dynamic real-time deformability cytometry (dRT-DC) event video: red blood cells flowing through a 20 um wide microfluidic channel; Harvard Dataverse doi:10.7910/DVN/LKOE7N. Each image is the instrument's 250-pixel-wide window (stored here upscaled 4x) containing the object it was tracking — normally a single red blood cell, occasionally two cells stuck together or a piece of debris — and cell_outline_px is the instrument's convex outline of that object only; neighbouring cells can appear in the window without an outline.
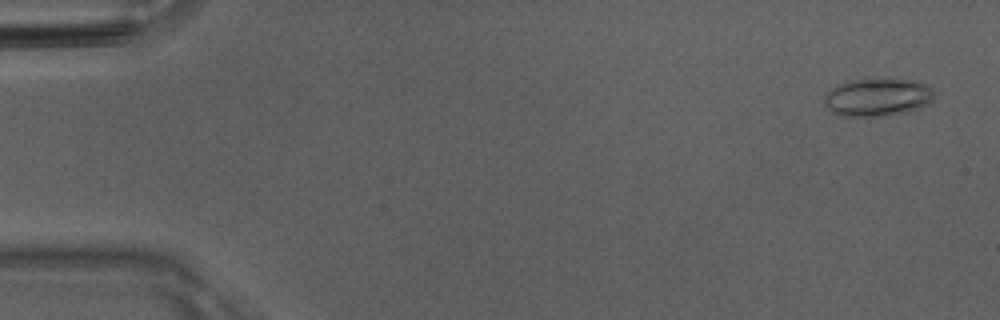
{"species": "Egyptian fruit bat (a non-hibernating species)", "species_latin": "Rousettus aegyptiacus", "temperature_condition": "room temperature", "stored_images_in_passage": 53, "segment_of_instrument_passage": [1, 2], "camera_frame_rate_fps": 3000, "um_per_image_px": 0.085, "animal": {"sex": "male"}, "frame": {"image": 1, "passage_image": 3, "time_ms": 0.667, "image_size_px": [1000, 320], "cell_outline_px": [[936, 92], [932, 100], [928, 104], [912, 112], [884, 116], [844, 116], [832, 112], [824, 104], [824, 96], [832, 88], [840, 84], [864, 76], [916, 80], [932, 88]], "centroid_in_image_um": [74.64, 8.23], "position_along_channel_um": 10.4, "area_um2": 25.14}}
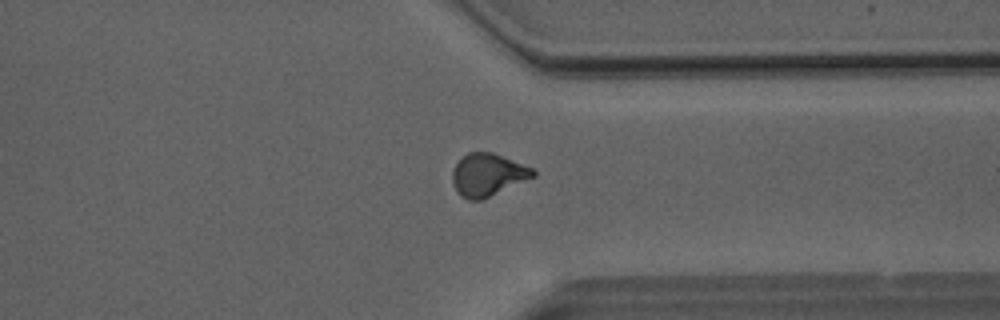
{"frame": {"image": 2, "passage_image": 40, "time_ms": 13.0, "image_size_px": [1000, 320], "cell_outline_px": [[536, 176], [484, 200], [468, 200], [460, 196], [456, 192], [452, 180], [452, 172], [456, 164], [468, 152], [492, 152], [532, 168], [536, 172]], "centroid_in_image_um": [41.45, 14.89], "position_along_channel_um": 369.9, "area_um2": 20.11}}
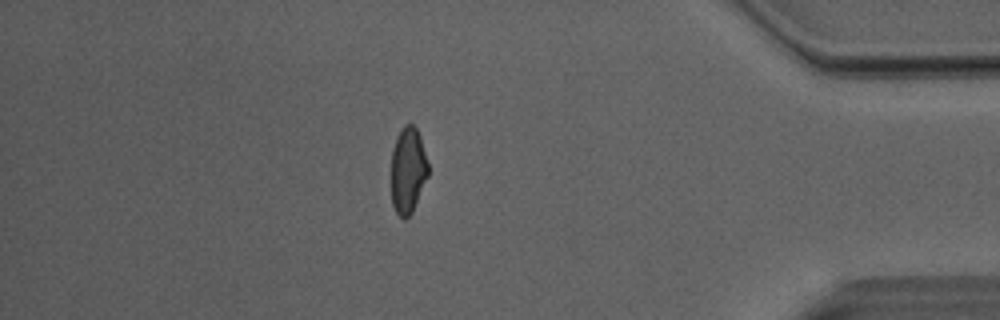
{"frame": {"image": 3, "passage_image": 45, "time_ms": 14.667, "image_size_px": [1000, 320], "cell_outline_px": [[428, 176], [412, 212], [404, 220], [396, 212], [392, 204], [392, 148], [396, 136], [400, 128], [404, 124], [412, 124], [416, 128], [420, 136], [428, 164]], "centroid_in_image_um": [34.67, 14.45], "position_along_channel_um": 400.5, "area_um2": 18.55}}